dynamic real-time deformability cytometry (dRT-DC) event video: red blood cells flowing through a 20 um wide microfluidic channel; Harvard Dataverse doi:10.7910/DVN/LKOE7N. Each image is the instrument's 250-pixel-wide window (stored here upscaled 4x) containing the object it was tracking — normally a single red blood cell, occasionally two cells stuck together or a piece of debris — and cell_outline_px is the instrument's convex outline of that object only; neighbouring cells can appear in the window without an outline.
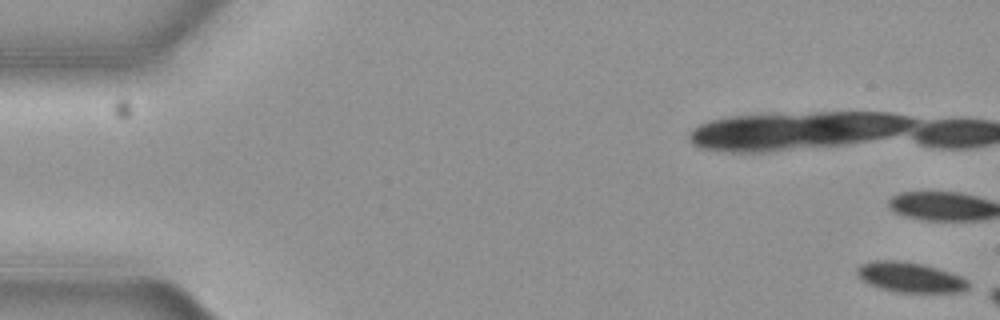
{"species": "common noctule bat (a hibernating species)", "species_latin": "Nyctalus noctula", "temperature_condition": "cold", "stored_images_in_passage": 9, "camera_frame_rate_fps": 3000, "um_per_image_px": 0.085, "animal": {"sex": "female", "body_mass_g": 19.3, "forearm_length_mm": 54.1}, "frame": {"image": 1, "passage_image": 1, "time_ms": 0.0, "image_size_px": [1000, 320], "cell_outline_px": [[968, 288], [964, 292], [896, 292], [880, 288], [868, 284], [860, 280], [856, 272], [856, 268], [860, 264], [872, 260], [896, 260], [920, 264], [936, 268], [960, 276], [968, 280]], "centroid_in_image_um": [77.3, 23.57], "position_along_channel_um": 7.7, "area_um2": 19.54}}